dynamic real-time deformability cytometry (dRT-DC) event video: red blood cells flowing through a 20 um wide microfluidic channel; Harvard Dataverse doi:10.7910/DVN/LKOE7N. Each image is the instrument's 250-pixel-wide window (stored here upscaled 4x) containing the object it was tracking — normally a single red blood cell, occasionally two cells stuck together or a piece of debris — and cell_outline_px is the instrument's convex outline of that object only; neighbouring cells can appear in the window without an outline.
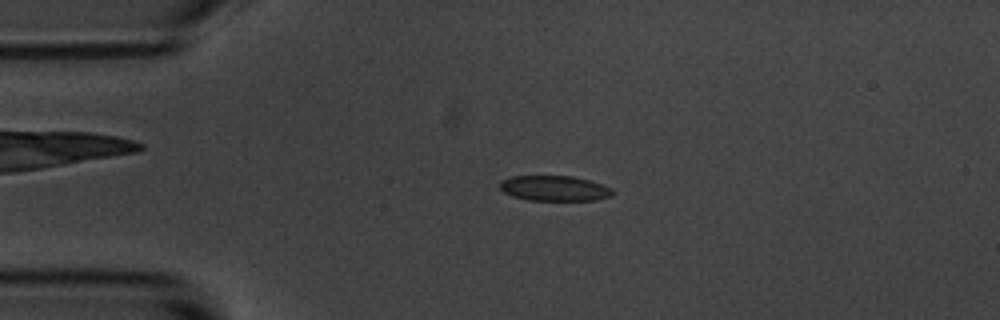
{"species": "common noctule bat (a hibernating species)", "species_latin": "Nyctalus noctula", "temperature_condition": "room temperature", "stored_images_in_passage": 54, "camera_frame_rate_fps": 3000, "um_per_image_px": 0.085, "animal": {"sex": "male", "body_mass_g": 20.1, "forearm_length_mm": 53.5}, "frame": {"image": 1, "passage_image": 11, "time_ms": 3.333, "image_size_px": [1000, 320], "cell_outline_px": [[612, 196], [596, 200], [528, 200], [512, 196], [504, 192], [500, 188], [500, 180], [512, 176], [572, 176], [588, 180], [612, 188]], "centroid_in_image_um": [47.1, 16.01], "position_along_channel_um": 37.9, "area_um2": 16.53}}
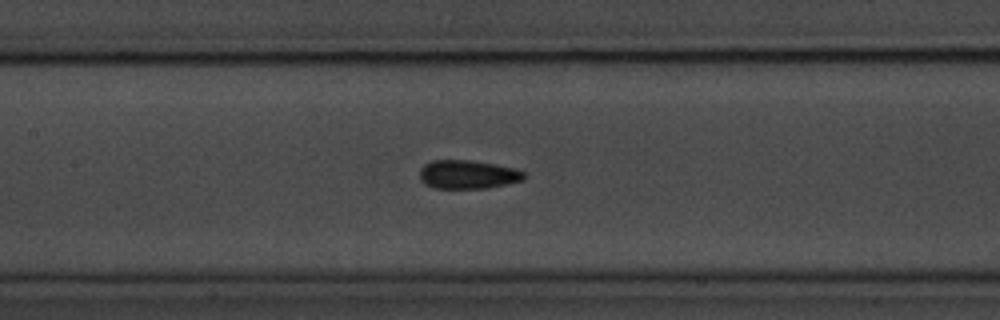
{"frame": {"image": 2, "passage_image": 24, "time_ms": 7.667, "image_size_px": [1000, 320], "cell_outline_px": [[524, 180], [488, 188], [436, 188], [424, 184], [420, 180], [420, 168], [424, 164], [432, 160], [468, 160], [516, 168], [524, 172]], "centroid_in_image_um": [39.74, 14.83], "position_along_channel_um": 167.7, "area_um2": 17.4}}
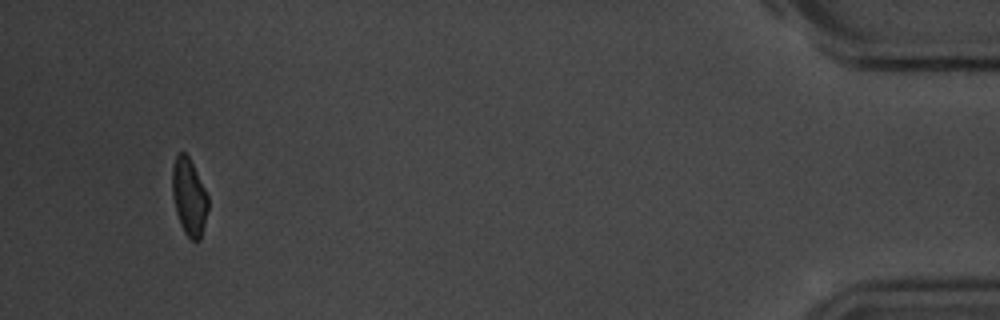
{"frame": {"image": 3, "passage_image": 51, "time_ms": 16.667, "image_size_px": [1000, 320], "cell_outline_px": [[208, 208], [200, 240], [192, 240], [184, 232], [180, 224], [176, 212], [172, 196], [172, 168], [176, 156], [180, 152], [184, 152], [188, 156], [208, 196]], "centroid_in_image_um": [16.05, 16.75], "position_along_channel_um": 419.1, "area_um2": 15.84}, "authors_computed_cell_mechanics": {"area_um2": 17.0799, "velocity_mm_per_s": 3.6279, "shape_relaxation_time_tau1_ms": 2.6908, "shape_relaxation_time_tau2_ms": 1.6778, "deformation_change_tau1": 0.1045, "deformation_change_tau2": 0.077}}